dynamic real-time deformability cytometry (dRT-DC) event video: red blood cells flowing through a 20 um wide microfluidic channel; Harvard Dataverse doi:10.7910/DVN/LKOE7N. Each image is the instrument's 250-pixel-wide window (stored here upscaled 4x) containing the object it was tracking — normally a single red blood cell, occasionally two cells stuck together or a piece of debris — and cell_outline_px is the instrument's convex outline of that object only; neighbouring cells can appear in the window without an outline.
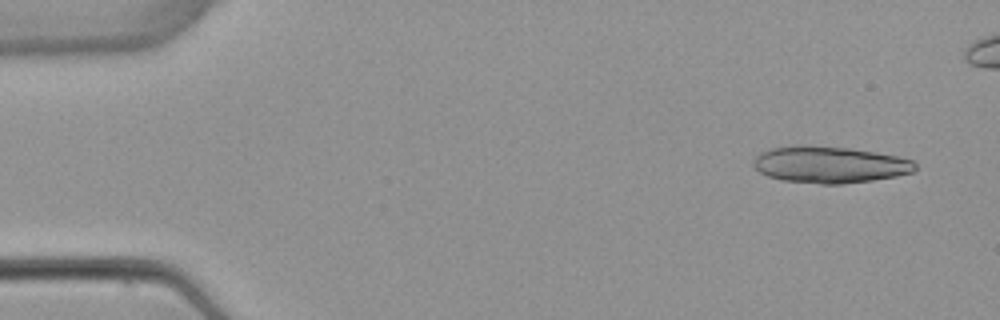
{"species": "common noctule bat (a hibernating species)", "species_latin": "Nyctalus noctula", "temperature_condition": "warm", "stored_images_in_passage": 5, "camera_frame_rate_fps": 3000, "um_per_image_px": 0.085, "animal": {"sex": "female", "body_mass_g": 22.7, "forearm_length_mm": 54.2}, "frame": {"image": 1, "passage_image": 1, "time_ms": 0.0, "image_size_px": [1000, 320], "cell_outline_px": [[916, 168], [912, 172], [896, 176], [872, 180], [844, 184], [820, 184], [780, 180], [768, 176], [760, 172], [752, 164], [752, 160], [760, 152], [772, 148], [796, 144], [808, 144], [848, 148], [876, 152], [896, 156], [912, 160], [916, 164]], "centroid_in_image_um": [70.48, 13.98], "position_along_channel_um": 14.5, "area_um2": 34.85}}